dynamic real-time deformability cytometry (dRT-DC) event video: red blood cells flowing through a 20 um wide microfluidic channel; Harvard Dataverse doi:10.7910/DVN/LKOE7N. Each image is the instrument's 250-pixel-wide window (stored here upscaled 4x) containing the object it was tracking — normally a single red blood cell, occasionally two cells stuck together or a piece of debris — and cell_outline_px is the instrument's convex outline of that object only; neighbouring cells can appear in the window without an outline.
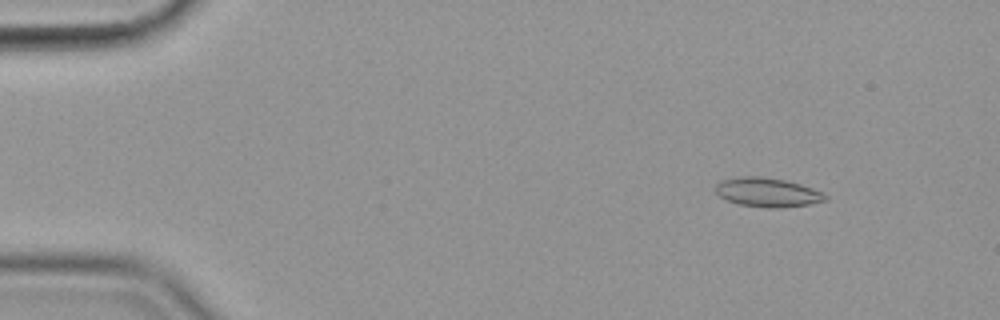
{"species": "common noctule bat (a hibernating species)", "species_latin": "Nyctalus noctula", "temperature_condition": "cold", "stored_images_in_passage": 57, "camera_frame_rate_fps": 3000, "um_per_image_px": 0.085, "animal": {"sex": "female", "body_mass_g": 19.9}, "frame": {"image": 1, "passage_image": 7, "time_ms": 2.0, "image_size_px": [1000, 320], "cell_outline_px": [[828, 200], [808, 204], [784, 208], [764, 208], [736, 204], [720, 196], [716, 192], [716, 184], [720, 180], [740, 176], [760, 176], [784, 180], [800, 184], [812, 188], [828, 196]], "centroid_in_image_um": [65.22, 16.36], "position_along_channel_um": 19.8, "area_um2": 18.73}}
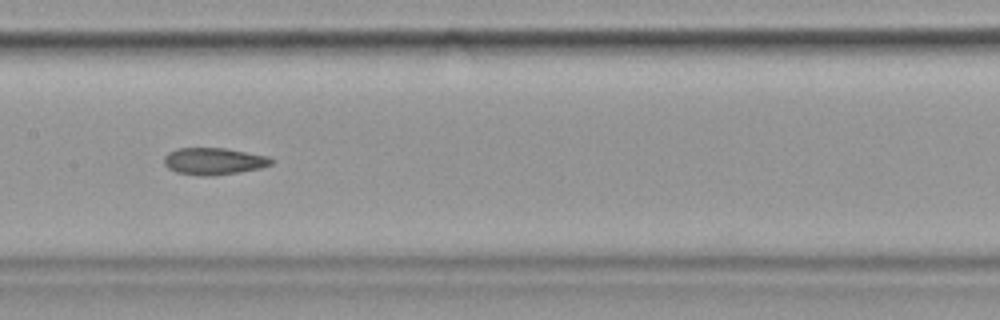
{"frame": {"image": 2, "passage_image": 29, "time_ms": 9.333, "image_size_px": [1000, 320], "cell_outline_px": [[272, 164], [260, 168], [212, 176], [200, 176], [176, 172], [168, 168], [164, 164], [164, 156], [168, 152], [176, 148], [224, 148], [268, 156], [272, 160]], "centroid_in_image_um": [18.12, 13.7], "position_along_channel_um": 189.3, "area_um2": 16.76}}
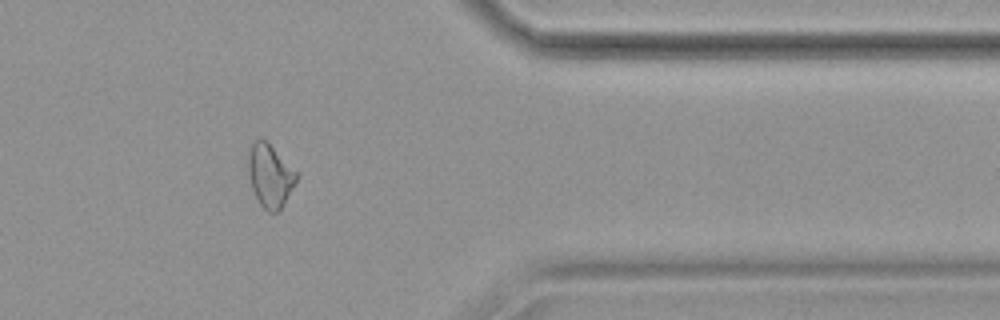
{"frame": {"image": 3, "passage_image": 47, "time_ms": 15.333, "image_size_px": [1000, 320], "cell_outline_px": [[296, 180], [280, 208], [276, 212], [268, 212], [260, 204], [252, 188], [248, 172], [248, 156], [252, 144], [260, 136], [296, 172]], "centroid_in_image_um": [22.9, 14.93], "position_along_channel_um": 388.5, "area_um2": 16.82}, "authors_computed_cell_mechanics": {"area_um2": 17.7446, "velocity_mm_per_s": 3.5763, "shape_relaxation_time_tau1_ms": null, "shape_relaxation_time_tau2_ms": 4.5166, "deformation_change_tau1": null, "deformation_change_tau2": 0.1134}}